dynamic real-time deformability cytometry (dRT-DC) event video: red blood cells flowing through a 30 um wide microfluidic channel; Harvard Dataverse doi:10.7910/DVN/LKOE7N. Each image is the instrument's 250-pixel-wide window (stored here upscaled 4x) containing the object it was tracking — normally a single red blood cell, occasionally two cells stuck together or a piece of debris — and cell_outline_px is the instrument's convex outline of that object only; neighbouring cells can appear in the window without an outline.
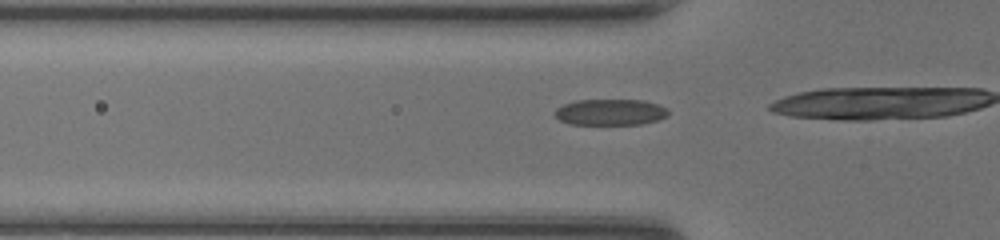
{"species": "common noctule bat (a hibernating species)", "species_latin": "Nyctalus noctula", "temperature_condition": "room temperature", "stored_images_in_passage": 21, "camera_frame_rate_fps": 3000, "um_per_image_px": 0.085, "animal": {"sex": "female", "body_mass_g": 20.0, "forearm_length_mm": 54.0}, "frame": {"image": 1, "passage_image": 13, "time_ms": 4.0, "image_size_px": [1000, 240], "cell_outline_px": [[668, 116], [656, 120], [640, 124], [568, 124], [560, 120], [552, 112], [556, 108], [564, 104], [576, 100], [644, 100], [668, 108]], "centroid_in_image_um": [51.85, 9.53], "position_along_channel_um": 73.9, "area_um2": 17.28}}
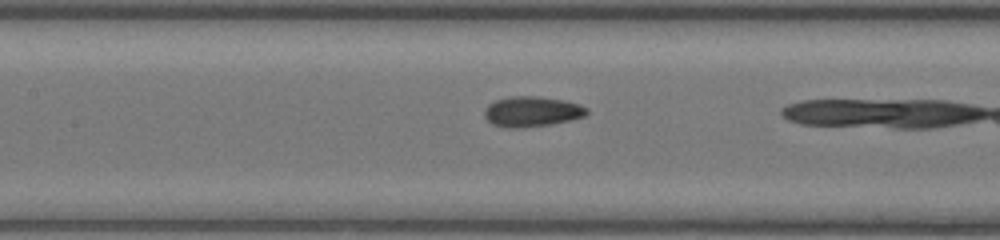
{"frame": {"image": 2, "passage_image": 19, "time_ms": 6.0, "image_size_px": [1000, 240], "cell_outline_px": [[588, 112], [584, 116], [572, 120], [552, 124], [520, 128], [504, 128], [492, 124], [484, 116], [484, 108], [488, 104], [496, 100], [512, 96], [540, 96], [564, 100], [580, 104], [588, 108]], "centroid_in_image_um": [45.21, 9.48], "position_along_channel_um": 162.2, "area_um2": 18.32}}